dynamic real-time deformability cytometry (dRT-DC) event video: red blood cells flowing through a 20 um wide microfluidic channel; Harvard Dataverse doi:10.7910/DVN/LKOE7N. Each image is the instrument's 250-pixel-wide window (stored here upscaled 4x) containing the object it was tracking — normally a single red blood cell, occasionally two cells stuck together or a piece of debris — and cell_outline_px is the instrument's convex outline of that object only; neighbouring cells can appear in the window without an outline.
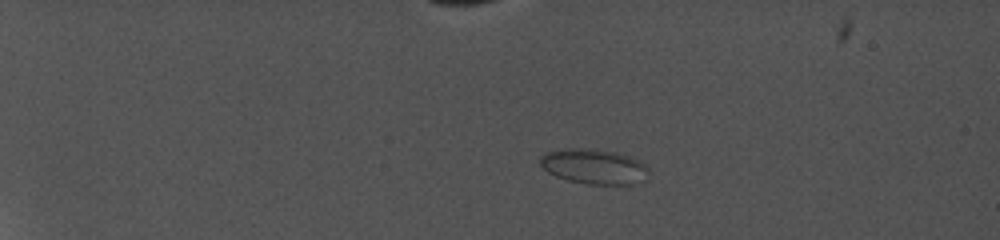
{"species": "common noctule bat (a hibernating species)", "species_latin": "Nyctalus noctula", "temperature_condition": "cold", "stored_images_in_passage": 82, "camera_frame_rate_fps": 5000, "um_per_image_px": 0.085, "animal": {"sex": "female", "body_mass_g": 19.0, "forearm_length_mm": 56.7}, "frame": {"image": 1, "passage_image": 1, "time_ms": 0.0, "image_size_px": [1000, 240], "cell_outline_px": [[648, 180], [632, 184], [588, 184], [568, 180], [556, 176], [548, 172], [540, 164], [540, 156], [548, 152], [568, 148], [588, 148], [616, 152], [640, 160], [648, 168]], "centroid_in_image_um": [50.53, 14.16], "position_along_channel_um": 34.5, "area_um2": 22.2}}
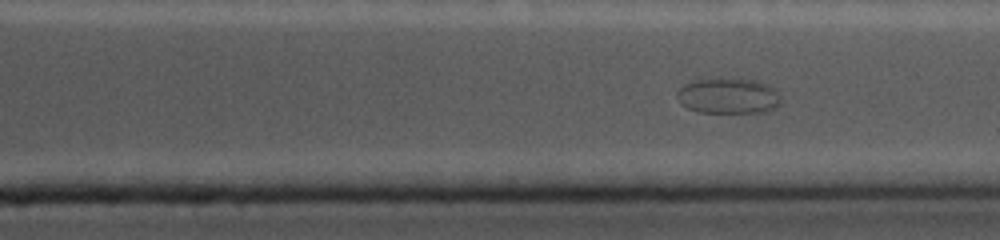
{"frame": {"image": 2, "passage_image": 68, "time_ms": 13.4, "image_size_px": [1000, 240], "cell_outline_px": [[780, 104], [776, 108], [764, 112], [700, 112], [688, 108], [680, 104], [676, 96], [676, 92], [684, 84], [696, 80], [716, 76], [740, 76], [756, 80], [768, 84], [780, 96]], "centroid_in_image_um": [61.89, 8.09], "position_along_channel_um": 349.5, "area_um2": 22.37}}
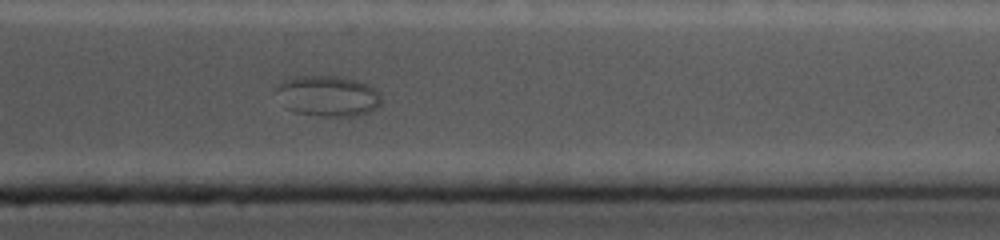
{"frame": {"image": 3, "passage_image": 73, "time_ms": 14.4, "image_size_px": [1000, 240], "cell_outline_px": [[380, 104], [376, 108], [368, 112], [356, 116], [324, 116], [296, 112], [284, 108], [276, 88], [280, 80], [296, 76], [340, 76], [356, 80], [368, 84], [376, 88], [380, 96]], "centroid_in_image_um": [27.86, 8.14], "position_along_channel_um": 383.5, "area_um2": 25.03}}